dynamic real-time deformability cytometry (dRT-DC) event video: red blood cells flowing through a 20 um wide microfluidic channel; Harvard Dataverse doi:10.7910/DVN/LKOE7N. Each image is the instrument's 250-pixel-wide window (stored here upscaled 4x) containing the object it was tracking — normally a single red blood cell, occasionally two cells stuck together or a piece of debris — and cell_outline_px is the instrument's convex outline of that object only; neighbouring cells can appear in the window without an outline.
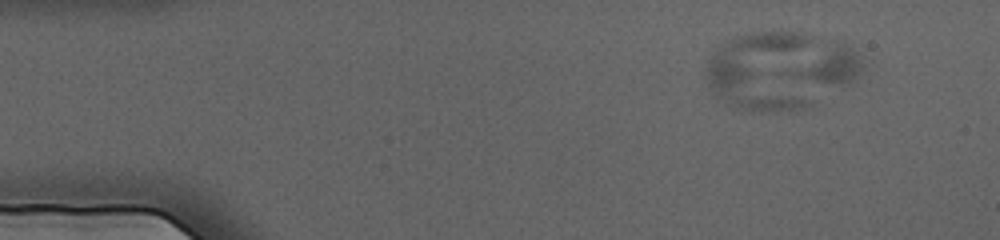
{"species": "human", "species_latin": "Homo sapiens", "temperature_condition": "cold", "stored_images_in_passage": 53, "segment_of_instrument_passage": [1, 2], "camera_frame_rate_fps": 3000, "um_per_image_px": 0.085, "donor": {"sex": "female"}, "frame": {"image": 1, "passage_image": 1, "time_ms": 0.0, "image_size_px": [1000, 240], "cell_outline_px": [[872, 60], [860, 76], [852, 84], [844, 88], [796, 80], [772, 72], [832, 40], [840, 40], [852, 44]], "centroid_in_image_um": [70.42, 5.54], "position_along_channel_um": 14.6, "area_um2": 20.06}}